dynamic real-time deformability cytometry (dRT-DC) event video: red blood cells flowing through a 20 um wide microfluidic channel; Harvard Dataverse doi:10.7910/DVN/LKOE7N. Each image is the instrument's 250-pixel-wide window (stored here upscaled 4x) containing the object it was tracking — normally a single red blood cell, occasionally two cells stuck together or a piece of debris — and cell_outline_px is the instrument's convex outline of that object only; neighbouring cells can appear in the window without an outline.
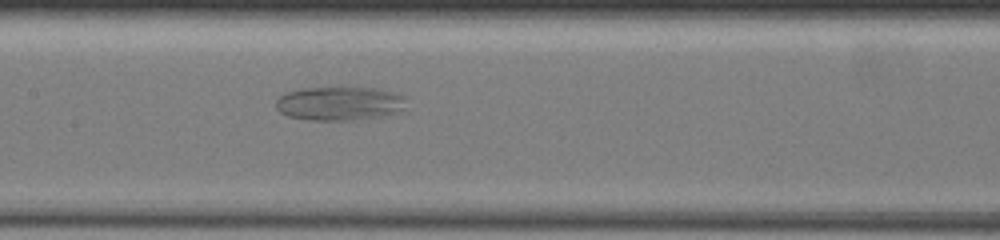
{"species": "common noctule bat (a hibernating species)", "species_latin": "Nyctalus noctula", "temperature_condition": "warm", "stored_images_in_passage": 34, "camera_frame_rate_fps": 3000, "um_per_image_px": 0.085, "animal": {"sex": "female", "body_mass_g": 19.5, "forearm_length_mm": 54.1}, "frame": {"image": 1, "passage_image": 13, "time_ms": 5.333, "image_size_px": [1000, 240], "cell_outline_px": [[404, 108], [396, 112], [380, 116], [352, 120], [308, 120], [288, 116], [280, 112], [276, 108], [276, 100], [280, 96], [288, 92], [304, 88], [380, 88], [396, 92], [404, 96]], "centroid_in_image_um": [28.85, 8.79], "position_along_channel_um": 178.5, "area_um2": 25.55}}
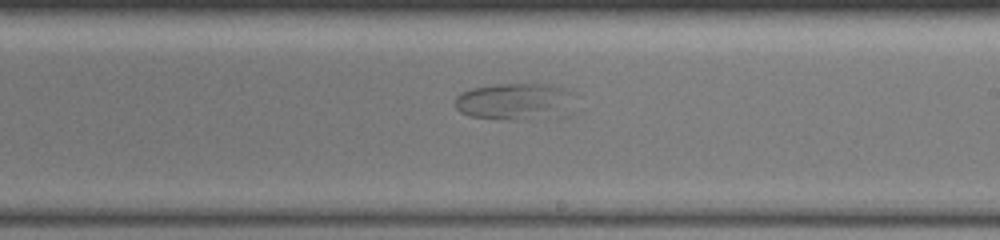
{"frame": {"image": 2, "passage_image": 18, "time_ms": 7.333, "image_size_px": [1000, 240], "cell_outline_px": [[572, 92], [524, 120], [500, 120], [468, 116], [460, 112], [456, 108], [456, 96], [460, 92], [472, 88], [496, 84], [548, 84], [564, 88]], "centroid_in_image_um": [43.2, 8.55], "position_along_channel_um": 245.8, "area_um2": 22.48}}
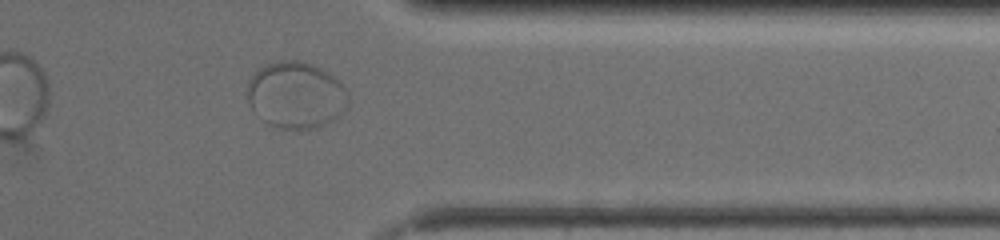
{"frame": {"image": 3, "passage_image": 29, "time_ms": 11.667, "image_size_px": [1000, 240], "cell_outline_px": [[348, 108], [344, 112], [332, 120], [316, 128], [276, 128], [268, 124], [252, 108], [248, 100], [248, 80], [260, 68], [268, 64], [284, 60], [300, 60], [312, 64], [328, 72], [348, 92]], "centroid_in_image_um": [25.17, 8.08], "position_along_channel_um": 386.2, "area_um2": 38.84}}